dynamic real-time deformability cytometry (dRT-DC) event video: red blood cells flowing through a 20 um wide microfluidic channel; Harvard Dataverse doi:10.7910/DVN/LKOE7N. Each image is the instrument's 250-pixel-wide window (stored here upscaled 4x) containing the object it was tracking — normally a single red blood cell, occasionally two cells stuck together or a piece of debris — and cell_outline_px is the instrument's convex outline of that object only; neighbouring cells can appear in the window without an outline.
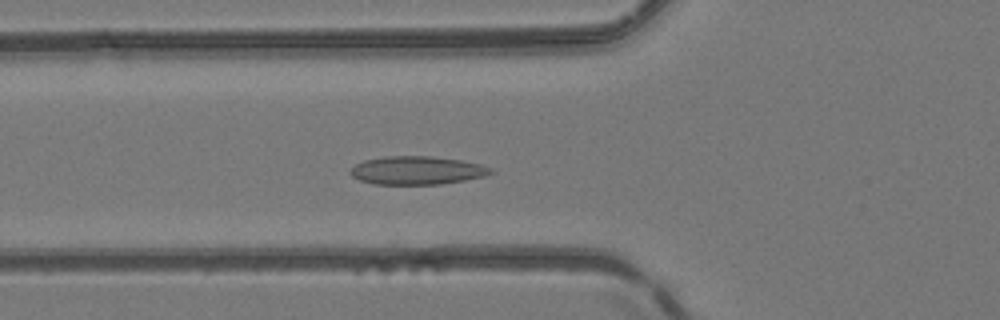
{"species": "common noctule bat (a hibernating species)", "species_latin": "Nyctalus noctula", "temperature_condition": "room temperature", "stored_images_in_passage": 37, "camera_frame_rate_fps": 3000, "um_per_image_px": 0.085, "animal": {"sex": "female", "body_mass_g": 24.6, "forearm_length_mm": 56.2}, "frame": {"image": 1, "passage_image": 5, "time_ms": 1.333, "image_size_px": [1000, 320], "cell_outline_px": [[496, 172], [484, 176], [464, 180], [440, 184], [372, 184], [360, 180], [352, 176], [348, 172], [356, 164], [364, 160], [388, 156], [432, 156], [460, 160], [480, 164], [492, 168]], "centroid_in_image_um": [35.45, 14.48], "position_along_channel_um": 90.4, "area_um2": 23.12}}
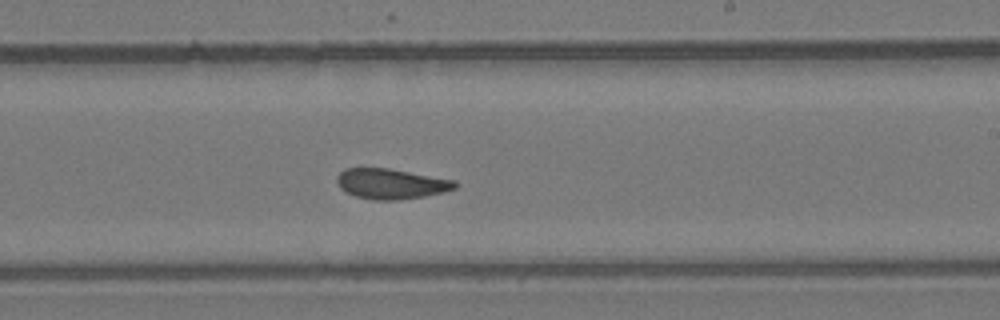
{"frame": {"image": 2, "passage_image": 17, "time_ms": 5.333, "image_size_px": [1000, 320], "cell_outline_px": [[460, 184], [456, 188], [444, 192], [424, 196], [400, 200], [372, 200], [356, 196], [340, 188], [336, 180], [336, 176], [344, 168], [388, 168], [456, 180]], "centroid_in_image_um": [33.27, 15.62], "position_along_channel_um": 255.7, "area_um2": 20.98}}
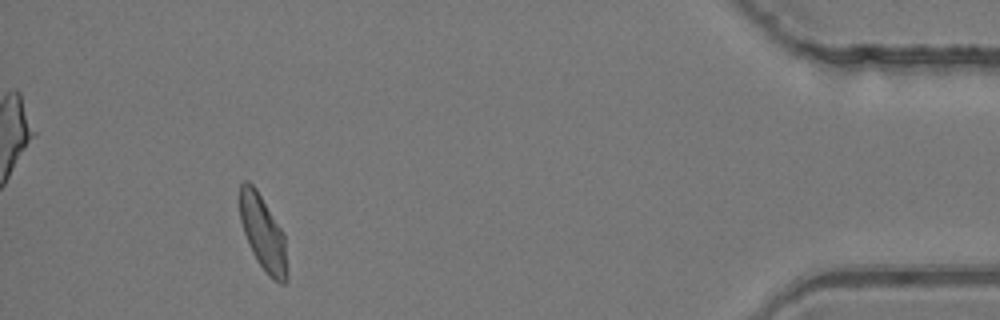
{"frame": {"image": 3, "passage_image": 33, "time_ms": 10.667, "image_size_px": [1000, 320], "cell_outline_px": [[288, 280], [284, 284], [280, 284], [268, 276], [256, 260], [248, 244], [240, 220], [240, 184], [244, 180], [248, 180], [256, 188], [284, 232], [288, 268]], "centroid_in_image_um": [22.38, 19.85], "position_along_channel_um": 412.8, "area_um2": 21.04}, "authors_computed_cell_mechanics": {"area_um2": 21.3282, "velocity_mm_per_s": 4.1236, "shape_relaxation_time_tau1_ms": null, "shape_relaxation_time_tau2_ms": 2.1206, "deformation_change_tau1": null, "deformation_change_tau2": 0.074}}